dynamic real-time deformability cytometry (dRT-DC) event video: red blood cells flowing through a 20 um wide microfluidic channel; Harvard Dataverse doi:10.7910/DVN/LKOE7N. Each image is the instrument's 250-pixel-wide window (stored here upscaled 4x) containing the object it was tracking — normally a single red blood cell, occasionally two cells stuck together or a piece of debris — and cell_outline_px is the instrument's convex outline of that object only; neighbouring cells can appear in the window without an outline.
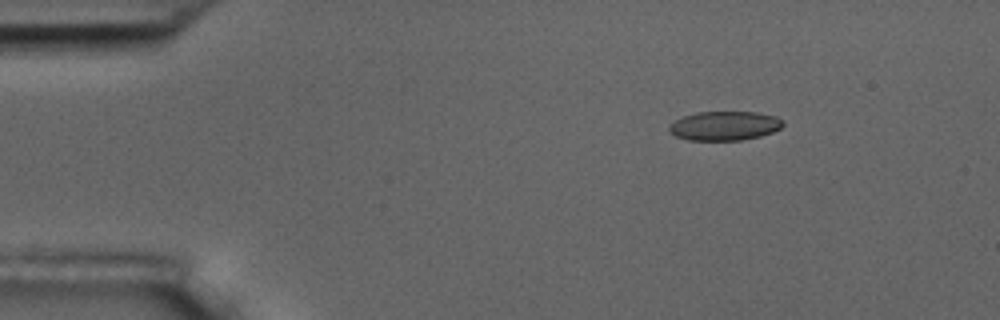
{"species": "common noctule bat (a hibernating species)", "species_latin": "Nyctalus noctula", "temperature_condition": "room temperature", "stored_images_in_passage": 4, "segment_of_instrument_passage": [1, 2], "camera_frame_rate_fps": 3000, "um_per_image_px": 0.085, "animal": {"sex": "male", "body_mass_g": 17.5, "forearm_length_mm": 52.3}, "frame": {"image": 1, "passage_image": 1, "time_ms": 0.0, "image_size_px": [1000, 320], "cell_outline_px": [[784, 124], [780, 128], [772, 132], [760, 136], [740, 140], [688, 140], [676, 136], [668, 128], [676, 120], [684, 116], [696, 112], [756, 112], [776, 116], [784, 120]], "centroid_in_image_um": [61.63, 10.69], "position_along_channel_um": 23.4, "area_um2": 19.19}}